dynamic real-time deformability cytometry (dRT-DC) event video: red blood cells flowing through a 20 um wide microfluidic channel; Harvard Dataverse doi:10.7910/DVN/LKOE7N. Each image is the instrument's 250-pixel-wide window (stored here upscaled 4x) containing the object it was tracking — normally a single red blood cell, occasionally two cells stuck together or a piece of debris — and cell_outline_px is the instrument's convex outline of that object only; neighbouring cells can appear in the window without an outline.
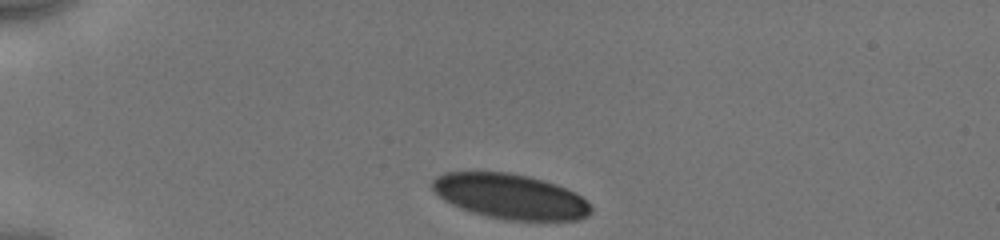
{"species": "human", "species_latin": "Homo sapiens", "temperature_condition": "cold", "stored_images_in_passage": 26, "camera_frame_rate_fps": 3000, "um_per_image_px": 0.085, "donor": {"sex": "male"}, "frame": {"image": 1, "passage_image": 1, "time_ms": 0.0, "image_size_px": [1000, 240], "cell_outline_px": [[592, 212], [588, 216], [580, 220], [504, 220], [484, 216], [460, 208], [444, 200], [432, 188], [432, 180], [436, 176], [444, 172], [508, 172], [528, 176], [556, 184], [580, 196], [592, 208]], "centroid_in_image_um": [43.35, 16.7], "position_along_channel_um": 41.6, "area_um2": 41.5}}
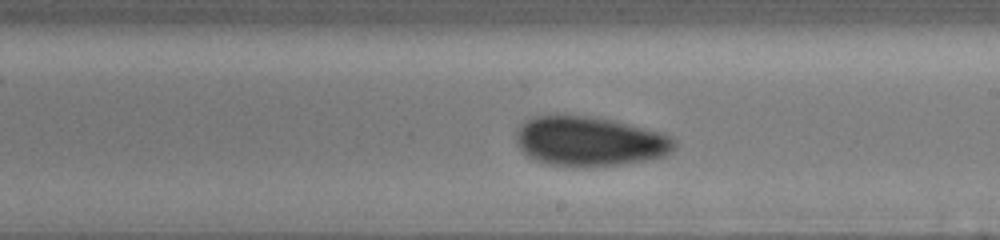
{"frame": {"image": 2, "passage_image": 15, "time_ms": 6.333, "image_size_px": [1000, 240], "cell_outline_px": [[676, 144], [664, 156], [644, 160], [620, 164], [580, 168], [572, 168], [548, 164], [536, 160], [528, 156], [516, 144], [516, 128], [524, 120], [532, 116], [556, 112], [564, 112], [592, 116], [612, 120], [656, 132], [668, 136], [676, 140]], "centroid_in_image_um": [49.97, 11.98], "position_along_channel_um": 239.0, "area_um2": 46.59}}
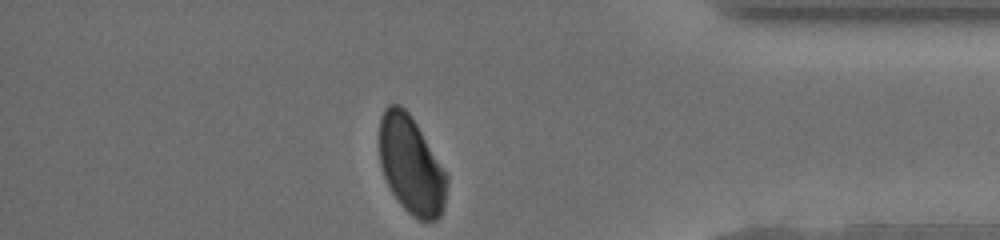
{"frame": {"image": 3, "passage_image": 26, "time_ms": 11.0, "image_size_px": [1000, 240], "cell_outline_px": [[448, 180], [444, 208], [440, 216], [436, 220], [420, 220], [412, 216], [400, 204], [392, 192], [384, 176], [380, 164], [380, 116], [384, 108], [388, 104], [400, 104], [408, 112], [448, 172]], "centroid_in_image_um": [34.97, 14.04], "position_along_channel_um": 400.2, "area_um2": 38.67}, "authors_computed_cell_mechanics": {"area_um2": 44.9973, "velocity_mm_per_s": 3.9117, "shape_relaxation_time_tau1_ms": 3.3667, "shape_relaxation_time_tau2_ms": 2.6918, "deformation_change_tau1": 0.0769, "deformation_change_tau2": 0.0536}}